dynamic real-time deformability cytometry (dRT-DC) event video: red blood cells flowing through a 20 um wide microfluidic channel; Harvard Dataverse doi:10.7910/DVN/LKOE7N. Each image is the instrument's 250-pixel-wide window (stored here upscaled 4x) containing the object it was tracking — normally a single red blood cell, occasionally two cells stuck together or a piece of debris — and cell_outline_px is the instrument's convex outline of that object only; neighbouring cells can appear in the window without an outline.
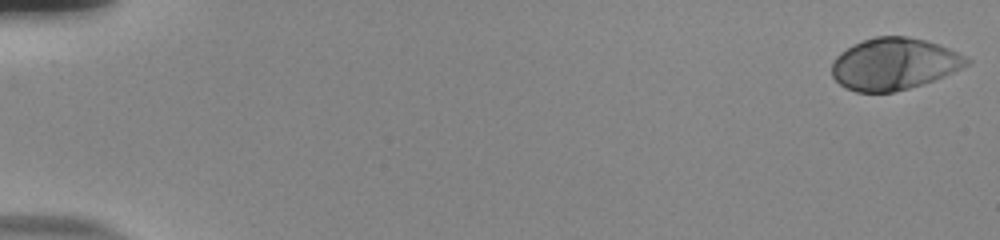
{"species": "human", "species_latin": "Homo sapiens", "temperature_condition": "room temperature", "stored_images_in_passage": 54, "camera_frame_rate_fps": 3000, "um_per_image_px": 0.085, "donor": {"sex": "male"}, "frame": {"image": 1, "passage_image": 1, "time_ms": 0.0, "image_size_px": [1000, 240], "cell_outline_px": [[972, 60], [968, 64], [944, 76], [908, 88], [892, 92], [856, 92], [840, 84], [832, 76], [832, 60], [840, 52], [864, 40], [876, 36], [908, 36], [924, 40], [948, 48]], "centroid_in_image_um": [75.96, 5.43], "position_along_channel_um": 9.0, "area_um2": 40.17}}
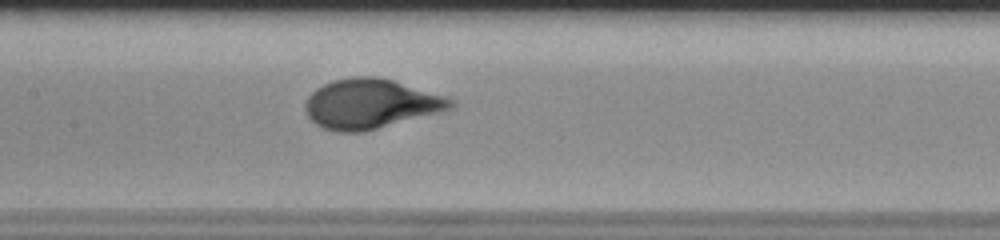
{"frame": {"image": 2, "passage_image": 28, "time_ms": 9.0, "image_size_px": [1000, 240], "cell_outline_px": [[456, 104], [452, 108], [364, 132], [336, 132], [324, 128], [316, 124], [308, 116], [304, 108], [304, 104], [308, 96], [316, 88], [332, 80], [352, 76], [376, 76], [392, 80], [448, 96]], "centroid_in_image_um": [31.48, 8.81], "position_along_channel_um": 175.9, "area_um2": 42.02}}
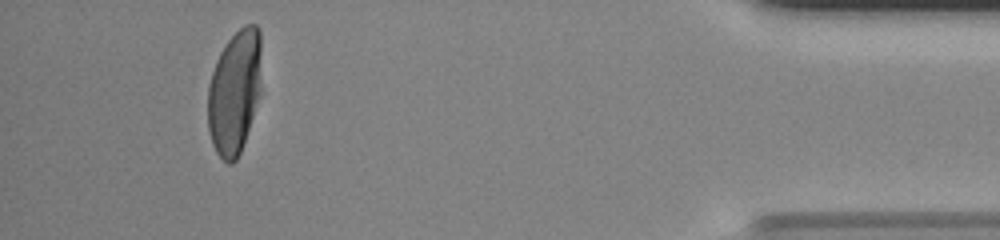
{"frame": {"image": 3, "passage_image": 51, "time_ms": 16.667, "image_size_px": [1000, 240], "cell_outline_px": [[260, 96], [240, 152], [236, 160], [232, 164], [228, 164], [216, 152], [212, 144], [208, 128], [208, 84], [216, 60], [220, 52], [228, 40], [244, 24], [256, 24], [260, 28]], "centroid_in_image_um": [19.93, 7.81], "position_along_channel_um": 415.3, "area_um2": 38.78}, "authors_computed_cell_mechanics": {"area_um2": 40.3444, "velocity_mm_per_s": 3.8285, "shape_relaxation_time_tau1_ms": 3.7272, "shape_relaxation_time_tau2_ms": null, "deformation_change_tau1": 0.2047, "deformation_change_tau2": null}}